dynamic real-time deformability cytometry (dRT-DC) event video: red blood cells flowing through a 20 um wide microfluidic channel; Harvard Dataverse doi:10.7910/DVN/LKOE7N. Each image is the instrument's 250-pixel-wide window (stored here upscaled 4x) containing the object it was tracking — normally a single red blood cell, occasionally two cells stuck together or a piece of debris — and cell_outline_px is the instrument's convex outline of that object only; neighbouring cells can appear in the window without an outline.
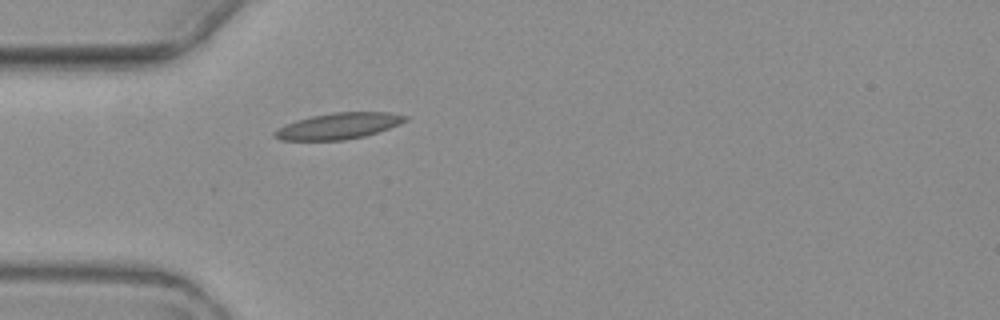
{"species": "common noctule bat (a hibernating species)", "species_latin": "Nyctalus noctula", "temperature_condition": "warm", "stored_images_in_passage": 1, "camera_frame_rate_fps": 3000, "um_per_image_px": 0.085, "animal": {"sex": "female", "body_mass_g": 19.3, "forearm_length_mm": 54.1}, "frame": {"image": 1, "passage_image": 1, "time_ms": 0.0, "image_size_px": [1000, 320], "cell_outline_px": [[408, 120], [388, 128], [364, 136], [344, 140], [280, 140], [272, 136], [272, 132], [296, 120], [312, 116], [332, 112], [388, 112], [408, 116]], "centroid_in_image_um": [28.76, 10.7], "position_along_channel_um": 56.2, "area_um2": 19.71}}